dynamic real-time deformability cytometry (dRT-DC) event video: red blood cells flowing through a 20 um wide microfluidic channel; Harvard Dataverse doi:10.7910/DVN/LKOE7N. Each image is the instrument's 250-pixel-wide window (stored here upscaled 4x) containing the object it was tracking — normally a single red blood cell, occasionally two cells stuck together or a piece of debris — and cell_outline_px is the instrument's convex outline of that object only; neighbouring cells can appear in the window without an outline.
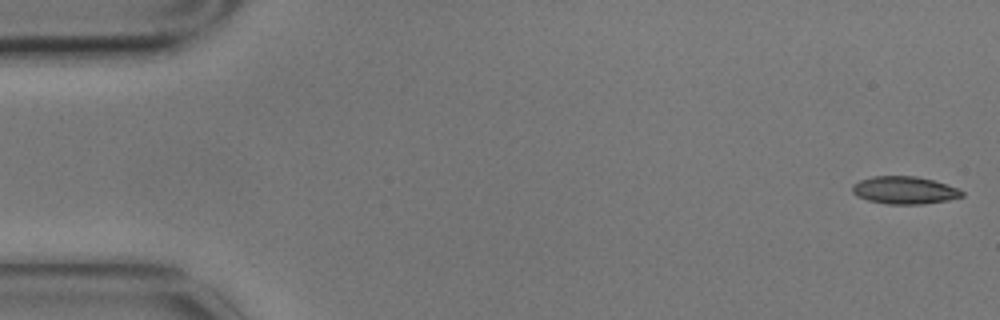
{"species": "common noctule bat (a hibernating species)", "species_latin": "Nyctalus noctula", "temperature_condition": "cold", "stored_images_in_passage": 6, "camera_frame_rate_fps": 3000, "um_per_image_px": 0.085, "animal": {"sex": "male", "body_mass_g": 17.9}, "frame": {"image": 1, "passage_image": 1, "time_ms": 0.0, "image_size_px": [1000, 320], "cell_outline_px": [[964, 196], [948, 200], [924, 204], [888, 204], [868, 200], [856, 196], [852, 192], [852, 184], [860, 180], [872, 176], [916, 176], [932, 180], [956, 188], [964, 192]], "centroid_in_image_um": [76.85, 16.17], "position_along_channel_um": 8.2, "area_um2": 17.57}}